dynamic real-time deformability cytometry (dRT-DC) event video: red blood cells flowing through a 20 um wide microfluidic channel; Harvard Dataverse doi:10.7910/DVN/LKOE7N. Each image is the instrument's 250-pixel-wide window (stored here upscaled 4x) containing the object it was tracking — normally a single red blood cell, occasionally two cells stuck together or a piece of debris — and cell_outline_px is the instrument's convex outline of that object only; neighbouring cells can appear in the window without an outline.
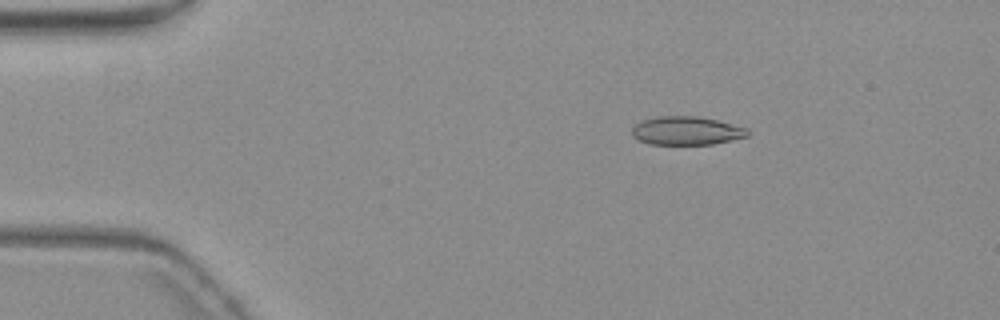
{"species": "common noctule bat (a hibernating species)", "species_latin": "Nyctalus noctula", "temperature_condition": "warm", "stored_images_in_passage": 4, "camera_frame_rate_fps": 3000, "um_per_image_px": 0.085, "animal": {"sex": "female", "body_mass_g": 19.3, "forearm_length_mm": 54.1}, "frame": {"image": 1, "passage_image": 2, "time_ms": 2.0, "image_size_px": [1000, 320], "cell_outline_px": [[748, 136], [732, 140], [712, 144], [648, 144], [636, 140], [632, 136], [632, 128], [636, 124], [644, 120], [656, 116], [696, 116], [716, 120], [748, 128]], "centroid_in_image_um": [58.32, 11.12], "position_along_channel_um": 26.7, "area_um2": 19.19}}